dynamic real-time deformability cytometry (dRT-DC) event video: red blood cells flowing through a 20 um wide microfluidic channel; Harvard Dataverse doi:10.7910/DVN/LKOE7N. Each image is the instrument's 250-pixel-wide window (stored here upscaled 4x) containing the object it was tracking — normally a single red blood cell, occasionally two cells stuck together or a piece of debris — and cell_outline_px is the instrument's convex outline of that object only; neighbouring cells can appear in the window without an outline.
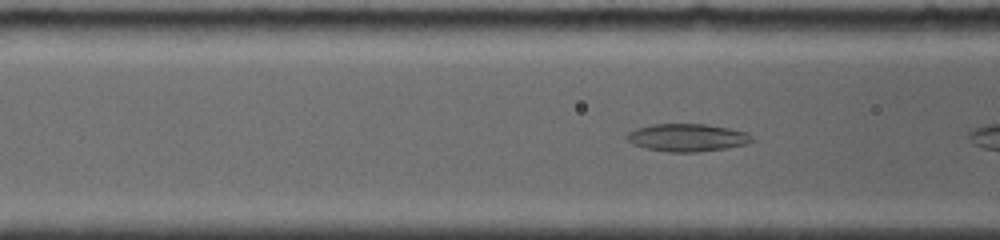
{"species": "common noctule bat (a hibernating species)", "species_latin": "Nyctalus noctula", "temperature_condition": "room temperature", "stored_images_in_passage": 7, "camera_frame_rate_fps": 4000, "um_per_image_px": 0.085, "animal": {"sex": "female", "body_mass_g": 19.0, "forearm_length_mm": 56.7}, "frame": {"image": 1, "passage_image": 6, "time_ms": 1.5, "image_size_px": [1000, 240], "cell_outline_px": [[756, 140], [744, 144], [728, 148], [696, 152], [668, 152], [648, 148], [632, 144], [628, 140], [628, 132], [636, 128], [652, 124], [708, 124], [728, 128], [744, 132], [752, 136]], "centroid_in_image_um": [58.43, 11.69], "position_along_channel_um": 108.2, "area_um2": 20.06}}